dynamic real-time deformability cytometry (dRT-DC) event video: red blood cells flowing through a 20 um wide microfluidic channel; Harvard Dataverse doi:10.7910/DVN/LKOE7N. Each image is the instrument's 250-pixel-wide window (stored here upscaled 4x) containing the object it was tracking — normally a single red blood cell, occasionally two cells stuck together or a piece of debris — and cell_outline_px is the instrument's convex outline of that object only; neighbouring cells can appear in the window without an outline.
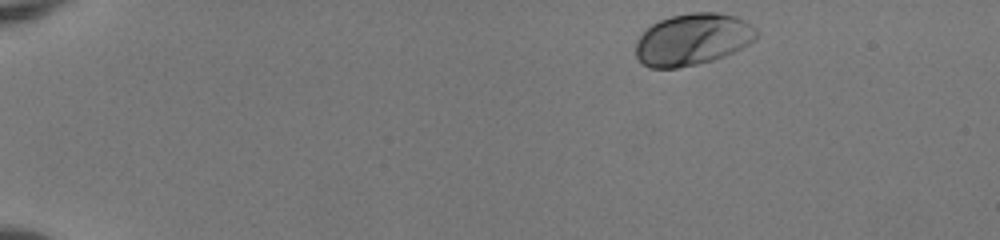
{"species": "human", "species_latin": "Homo sapiens", "temperature_condition": "room temperature", "stored_images_in_passage": 46, "camera_frame_rate_fps": 3000, "um_per_image_px": 0.085, "donor": {"sex": "female"}, "frame": {"image": 1, "passage_image": 1, "time_ms": 0.0, "image_size_px": [1000, 240], "cell_outline_px": [[760, 36], [756, 40], [724, 56], [712, 60], [696, 64], [676, 68], [648, 68], [636, 56], [636, 40], [652, 24], [660, 20], [672, 16], [692, 12], [716, 12], [736, 16], [744, 20], [756, 28], [760, 32]], "centroid_in_image_um": [58.91, 3.34], "position_along_channel_um": 26.1, "area_um2": 36.41}}
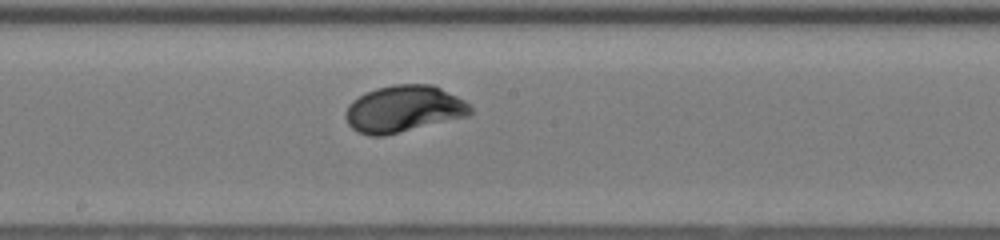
{"frame": {"image": 2, "passage_image": 24, "time_ms": 7.667, "image_size_px": [1000, 240], "cell_outline_px": [[472, 112], [468, 116], [384, 136], [372, 136], [356, 132], [348, 124], [344, 116], [344, 112], [348, 104], [352, 100], [376, 88], [392, 84], [432, 84], [464, 100], [472, 108]], "centroid_in_image_um": [34.28, 9.26], "position_along_channel_um": 213.9, "area_um2": 34.04}}
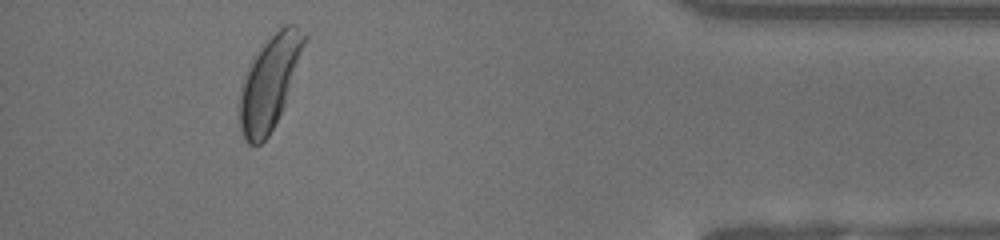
{"frame": {"image": 3, "passage_image": 42, "time_ms": 13.667, "image_size_px": [1000, 240], "cell_outline_px": [[308, 36], [280, 116], [268, 136], [260, 144], [248, 144], [244, 140], [240, 132], [240, 88], [244, 76], [260, 44], [284, 24], [296, 24]], "centroid_in_image_um": [22.91, 6.97], "position_along_channel_um": 412.3, "area_um2": 35.03}, "authors_computed_cell_mechanics": {"area_um2": 33.9286, "velocity_mm_per_s": 3.9501, "shape_relaxation_time_tau1_ms": 1.5764, "shape_relaxation_time_tau2_ms": null, "deformation_change_tau1": 0.1267, "deformation_change_tau2": null}}